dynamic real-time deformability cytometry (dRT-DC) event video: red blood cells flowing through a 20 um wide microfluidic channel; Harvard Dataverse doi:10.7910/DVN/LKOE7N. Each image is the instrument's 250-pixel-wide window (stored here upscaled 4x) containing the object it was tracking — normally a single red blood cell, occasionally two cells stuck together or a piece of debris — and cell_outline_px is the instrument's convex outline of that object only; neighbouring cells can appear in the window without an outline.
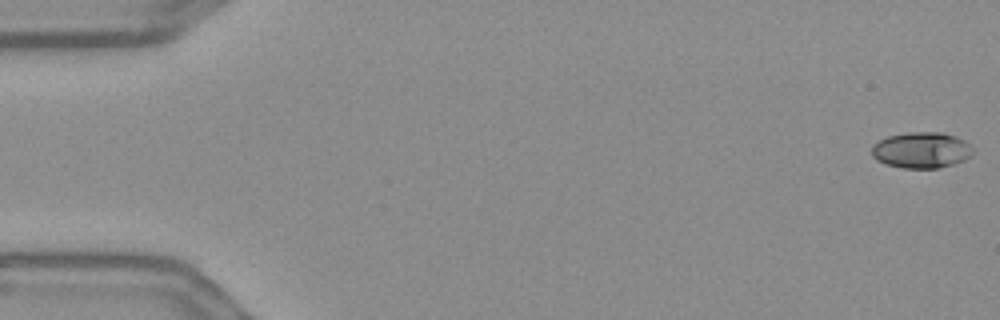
{"species": "Egyptian fruit bat (a non-hibernating species)", "species_latin": "Rousettus aegyptiacus", "temperature_condition": "warm", "stored_images_in_passage": 56, "camera_frame_rate_fps": 3000, "um_per_image_px": 0.085, "frame": {"image": 1, "passage_image": 1, "time_ms": 0.0, "image_size_px": [1000, 320], "cell_outline_px": [[972, 156], [964, 160], [940, 168], [900, 168], [876, 160], [872, 156], [872, 144], [888, 136], [908, 132], [940, 132], [956, 136], [972, 144]], "centroid_in_image_um": [78.34, 12.76], "position_along_channel_um": 6.7, "area_um2": 21.39}}
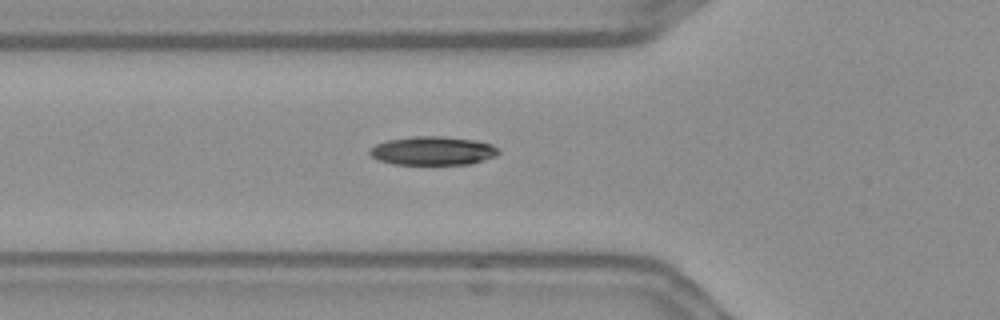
{"frame": {"image": 2, "passage_image": 20, "time_ms": 6.333, "image_size_px": [1000, 320], "cell_outline_px": [[500, 152], [496, 156], [484, 160], [468, 164], [392, 164], [380, 160], [372, 156], [368, 152], [376, 144], [388, 140], [412, 136], [444, 136], [476, 140], [492, 144], [500, 148]], "centroid_in_image_um": [36.84, 12.81], "position_along_channel_um": 89.0, "area_um2": 21.56}}
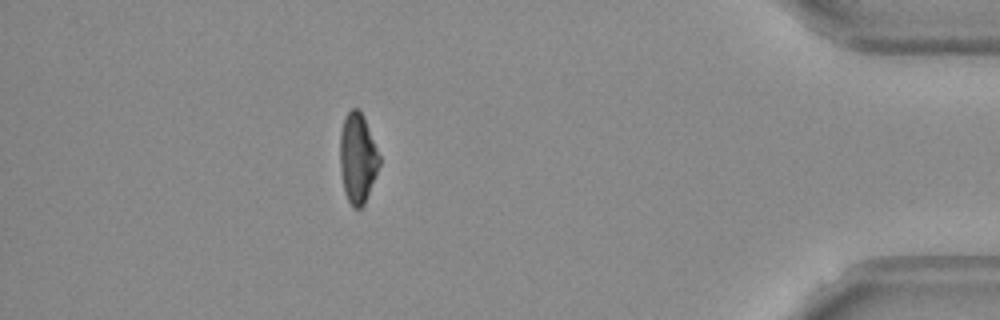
{"frame": {"image": 3, "passage_image": 50, "time_ms": 16.333, "image_size_px": [1000, 320], "cell_outline_px": [[380, 164], [364, 204], [360, 208], [352, 208], [344, 192], [340, 172], [340, 132], [344, 116], [352, 108], [356, 108], [364, 116], [380, 156]], "centroid_in_image_um": [30.38, 13.44], "position_along_channel_um": 404.8, "area_um2": 20.69}, "authors_computed_cell_mechanics": {"area_um2": 21.386, "velocity_mm_per_s": 3.6365, "shape_relaxation_time_tau1_ms": 5.3366, "shape_relaxation_time_tau2_ms": 4.5322, "deformation_change_tau1": 0.1607, "deformation_change_tau2": 0.0953}}